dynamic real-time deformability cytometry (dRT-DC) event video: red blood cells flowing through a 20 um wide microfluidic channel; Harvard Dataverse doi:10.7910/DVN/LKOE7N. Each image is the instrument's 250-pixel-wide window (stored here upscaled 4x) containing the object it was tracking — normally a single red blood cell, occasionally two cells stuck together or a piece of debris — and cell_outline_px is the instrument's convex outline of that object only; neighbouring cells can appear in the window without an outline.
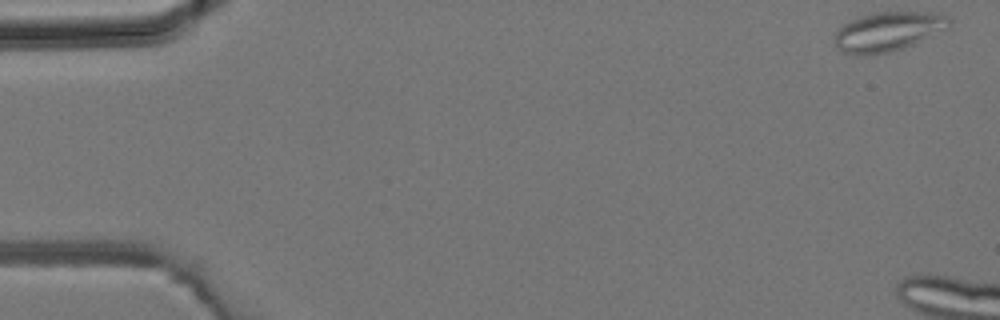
{"species": "common noctule bat (a hibernating species)", "species_latin": "Nyctalus noctula", "temperature_condition": "room temperature", "stored_images_in_passage": 6, "camera_frame_rate_fps": 3000, "um_per_image_px": 0.085, "animal": {"sex": "male", "body_mass_g": 19.2, "forearm_length_mm": 51.8}, "frame": {"image": 1, "passage_image": 1, "time_ms": 0.0, "image_size_px": [1000, 320], "cell_outline_px": [[952, 20], [948, 28], [912, 44], [892, 52], [856, 56], [840, 52], [836, 48], [836, 28], [860, 16], [872, 12], [936, 12], [948, 16]], "centroid_in_image_um": [75.46, 2.68], "position_along_channel_um": 9.5, "area_um2": 26.41}}